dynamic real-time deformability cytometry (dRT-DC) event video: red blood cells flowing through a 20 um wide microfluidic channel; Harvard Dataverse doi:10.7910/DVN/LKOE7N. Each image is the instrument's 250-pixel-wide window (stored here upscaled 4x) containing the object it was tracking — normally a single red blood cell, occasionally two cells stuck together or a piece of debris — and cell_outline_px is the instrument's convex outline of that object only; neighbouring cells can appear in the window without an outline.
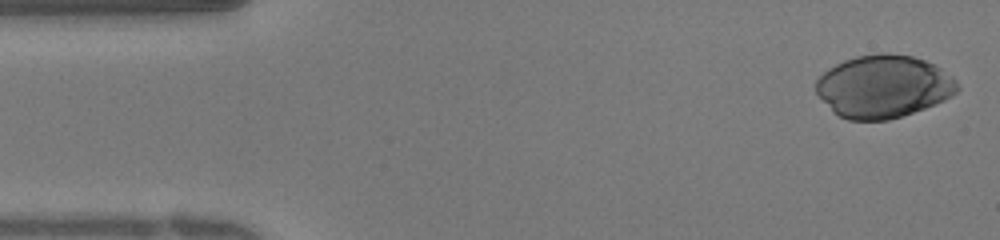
{"species": "human", "species_latin": "Homo sapiens", "temperature_condition": "warm", "stored_images_in_passage": 30, "camera_frame_rate_fps": 3000, "um_per_image_px": 0.085, "donor": {"sex": "female"}, "frame": {"image": 1, "passage_image": 1, "time_ms": 0.0, "image_size_px": [1000, 240], "cell_outline_px": [[960, 88], [952, 96], [936, 104], [888, 120], [848, 120], [832, 112], [816, 92], [816, 80], [828, 68], [844, 60], [856, 56], [884, 52], [888, 52], [912, 56], [936, 64], [952, 76], [956, 80]], "centroid_in_image_um": [75.1, 7.34], "position_along_channel_um": 9.9, "area_um2": 51.79}}
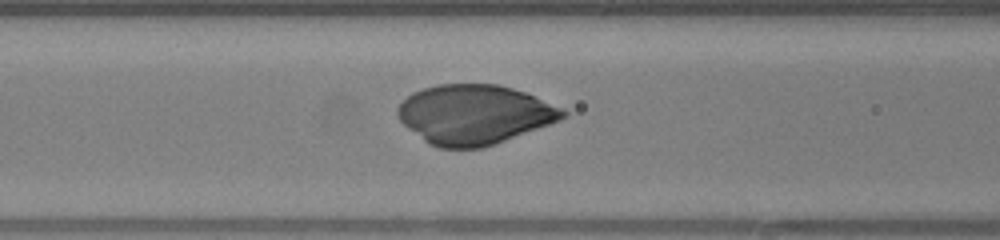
{"frame": {"image": 2, "passage_image": 14, "time_ms": 4.333, "image_size_px": [1000, 240], "cell_outline_px": [[568, 116], [560, 120], [504, 140], [480, 148], [440, 148], [428, 144], [408, 128], [396, 116], [396, 108], [412, 92], [436, 84], [500, 84], [524, 92], [564, 108], [568, 112]], "centroid_in_image_um": [40.3, 9.72], "position_along_channel_um": 126.3, "area_um2": 57.05}}
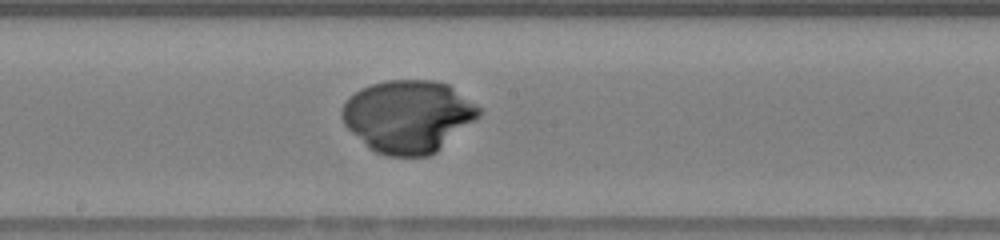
{"frame": {"image": 3, "passage_image": 19, "time_ms": 6.0, "image_size_px": [1000, 240], "cell_outline_px": [[480, 116], [436, 152], [428, 156], [388, 156], [376, 152], [368, 148], [344, 124], [340, 116], [340, 112], [348, 96], [360, 88], [372, 84], [388, 80], [432, 80], [448, 84], [476, 104], [480, 108]], "centroid_in_image_um": [34.66, 9.88], "position_along_channel_um": 213.5, "area_um2": 57.74}}